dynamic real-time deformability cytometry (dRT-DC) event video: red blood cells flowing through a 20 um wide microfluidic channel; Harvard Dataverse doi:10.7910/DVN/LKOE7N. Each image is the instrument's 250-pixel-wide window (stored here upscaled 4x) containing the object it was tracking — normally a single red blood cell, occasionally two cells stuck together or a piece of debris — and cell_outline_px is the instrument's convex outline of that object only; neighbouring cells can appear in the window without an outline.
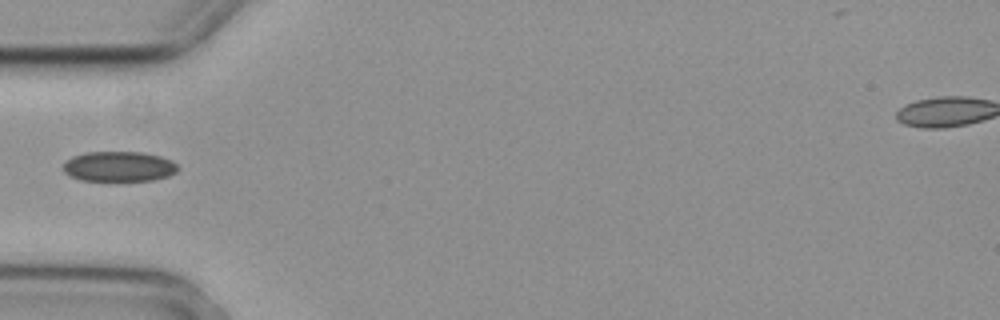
{"species": "common noctule bat (a hibernating species)", "species_latin": "Nyctalus noctula", "temperature_condition": "cold", "stored_images_in_passage": 5, "camera_frame_rate_fps": 3000, "um_per_image_px": 0.085, "animal": {"sex": "female", "body_mass_g": 29.2, "forearm_length_mm": 56.3}, "frame": {"image": 1, "passage_image": 4, "time_ms": 1.0, "image_size_px": [1000, 320], "cell_outline_px": [[176, 172], [168, 176], [152, 180], [80, 180], [68, 176], [64, 172], [64, 164], [72, 156], [88, 152], [140, 152], [160, 156], [172, 160], [176, 164]], "centroid_in_image_um": [10.09, 14.15], "position_along_channel_um": 74.9, "area_um2": 19.94}}
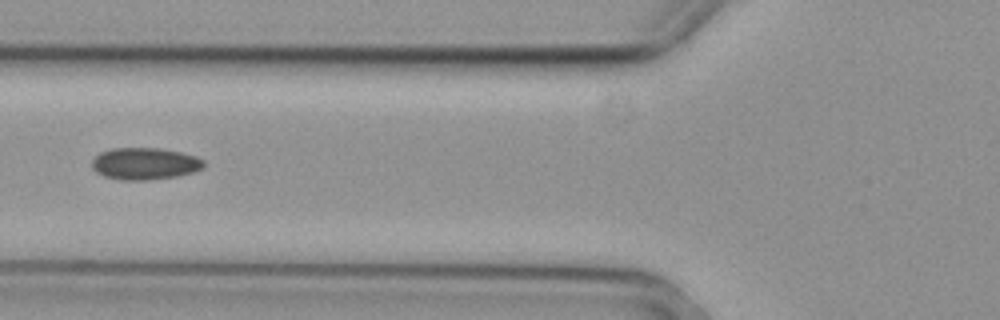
{"frame": {"image": 2, "passage_image": 5, "time_ms": 1.333, "image_size_px": [1000, 320], "cell_outline_px": [[204, 168], [192, 172], [176, 176], [148, 180], [120, 180], [104, 176], [96, 172], [92, 168], [92, 160], [100, 152], [112, 148], [156, 148], [180, 152], [196, 156], [204, 160]], "centroid_in_image_um": [12.29, 13.91], "position_along_channel_um": 113.5, "area_um2": 20.81}}